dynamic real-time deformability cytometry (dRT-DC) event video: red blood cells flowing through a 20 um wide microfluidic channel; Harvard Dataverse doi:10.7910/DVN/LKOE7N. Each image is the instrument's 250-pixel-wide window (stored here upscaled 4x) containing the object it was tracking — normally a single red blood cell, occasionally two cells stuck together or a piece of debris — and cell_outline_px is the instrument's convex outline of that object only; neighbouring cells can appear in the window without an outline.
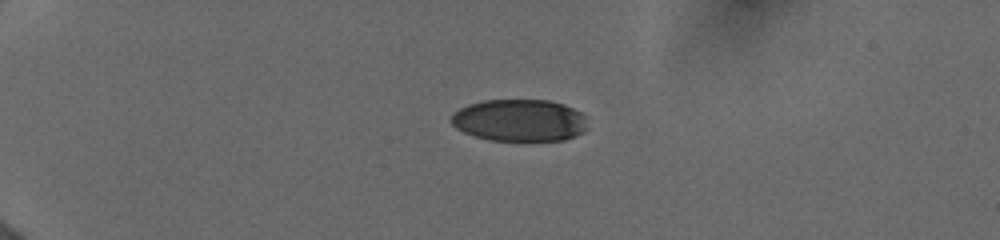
{"species": "human", "species_latin": "Homo sapiens", "temperature_condition": "cold", "stored_images_in_passage": 29, "camera_frame_rate_fps": 3000, "um_per_image_px": 0.085, "donor": {"sex": "female"}, "frame": {"image": 1, "passage_image": 1, "time_ms": 0.0, "image_size_px": [1000, 240], "cell_outline_px": [[588, 128], [584, 132], [576, 136], [564, 140], [488, 140], [464, 132], [456, 128], [448, 120], [460, 108], [468, 104], [484, 100], [548, 100], [564, 104], [588, 116]], "centroid_in_image_um": [44.21, 10.22], "position_along_channel_um": 40.8, "area_um2": 33.7}}
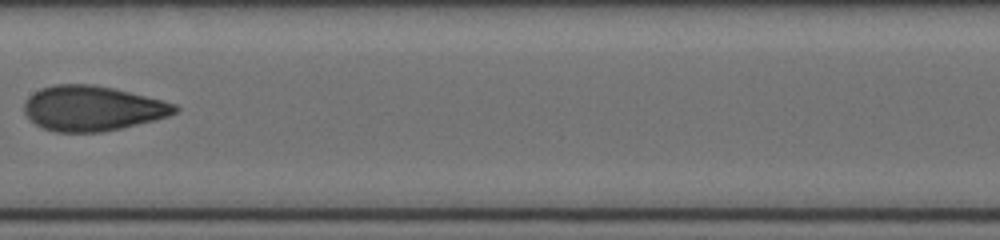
{"frame": {"image": 2, "passage_image": 15, "time_ms": 5.667, "image_size_px": [1000, 240], "cell_outline_px": [[180, 108], [176, 112], [168, 116], [120, 128], [100, 132], [56, 132], [44, 128], [36, 124], [24, 112], [24, 104], [28, 96], [40, 88], [56, 84], [92, 84], [112, 88], [176, 104]], "centroid_in_image_um": [7.81, 9.2], "position_along_channel_um": 199.6, "area_um2": 39.07}}
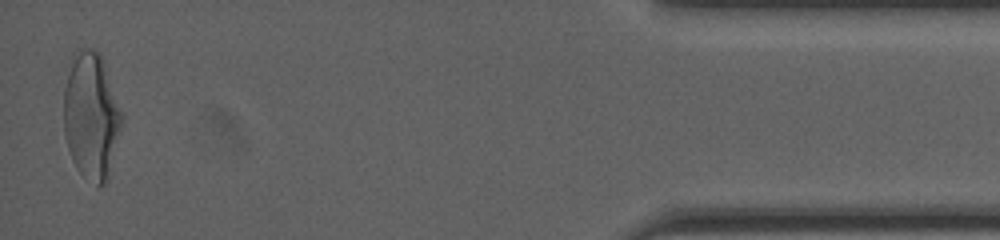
{"frame": {"image": 3, "passage_image": 29, "time_ms": 13.0, "image_size_px": [1000, 240], "cell_outline_px": [[124, 120], [108, 180], [104, 184], [96, 188], [76, 168], [72, 160], [64, 136], [64, 88], [68, 56], [72, 52], [80, 48], [92, 48], [100, 52], [104, 60], [124, 116]], "centroid_in_image_um": [7.76, 9.8], "position_along_channel_um": 427.4, "area_um2": 44.45}, "authors_computed_cell_mechanics": {"area_um2": 39.1306, "velocity_mm_per_s": 3.989, "shape_relaxation_time_tau1_ms": 5.0365, "shape_relaxation_time_tau2_ms": 1.1833, "deformation_change_tau1": 0.1693, "deformation_change_tau2": 0.0705}}